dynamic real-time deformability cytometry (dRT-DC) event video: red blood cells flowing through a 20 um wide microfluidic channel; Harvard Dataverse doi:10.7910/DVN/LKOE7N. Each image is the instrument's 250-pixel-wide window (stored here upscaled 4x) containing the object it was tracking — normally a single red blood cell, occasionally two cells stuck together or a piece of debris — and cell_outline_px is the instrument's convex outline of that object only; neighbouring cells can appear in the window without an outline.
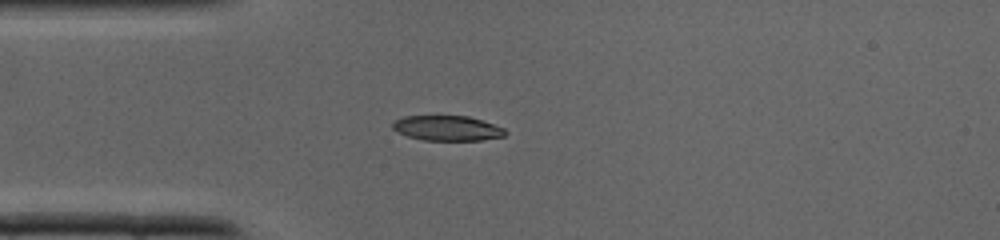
{"species": "common noctule bat (a hibernating species)", "species_latin": "Nyctalus noctula", "temperature_condition": "cold", "stored_images_in_passage": 29, "camera_frame_rate_fps": 3000, "um_per_image_px": 0.085, "animal": {"sex": "male", "body_mass_g": 19.0, "forearm_length_mm": 50.8}, "frame": {"image": 1, "passage_image": 1, "time_ms": 0.0, "image_size_px": [1000, 240], "cell_outline_px": [[508, 132], [504, 136], [480, 140], [424, 140], [408, 136], [392, 128], [392, 124], [396, 120], [404, 116], [468, 116], [504, 128]], "centroid_in_image_um": [38.03, 10.89], "position_along_channel_um": 47.0, "area_um2": 16.18}}
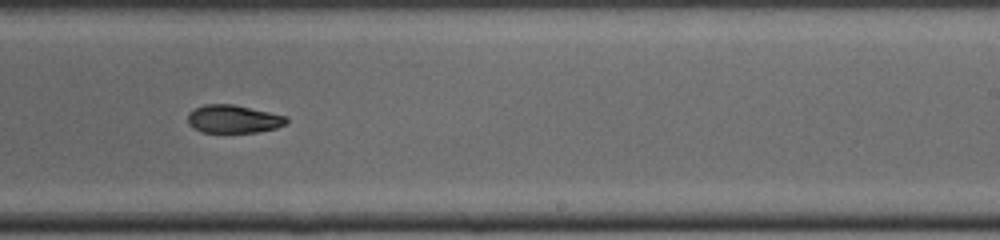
{"frame": {"image": 2, "passage_image": 14, "time_ms": 4.333, "image_size_px": [1000, 240], "cell_outline_px": [[288, 120], [284, 124], [276, 128], [256, 132], [200, 132], [192, 128], [188, 124], [188, 112], [204, 104], [232, 104], [288, 116]], "centroid_in_image_um": [19.81, 10.12], "position_along_channel_um": 269.2, "area_um2": 16.13}}
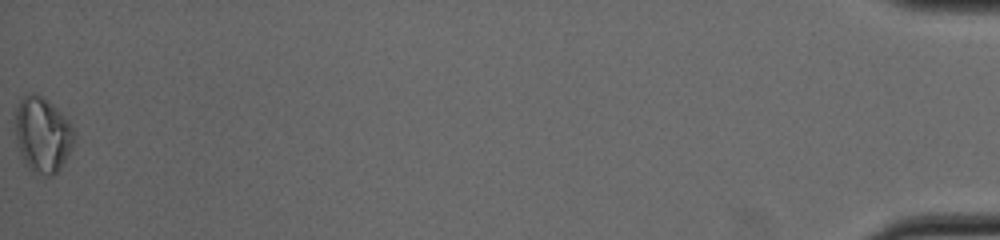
{"frame": {"image": 3, "passage_image": 29, "time_ms": 9.333, "image_size_px": [1000, 240], "cell_outline_px": [[72, 144], [60, 168], [52, 176], [44, 176], [28, 168], [20, 156], [16, 136], [16, 108], [20, 100], [24, 96], [32, 92], [40, 96], [52, 104], [72, 124]], "centroid_in_image_um": [3.58, 11.45], "position_along_channel_um": 431.6, "area_um2": 25.26}}